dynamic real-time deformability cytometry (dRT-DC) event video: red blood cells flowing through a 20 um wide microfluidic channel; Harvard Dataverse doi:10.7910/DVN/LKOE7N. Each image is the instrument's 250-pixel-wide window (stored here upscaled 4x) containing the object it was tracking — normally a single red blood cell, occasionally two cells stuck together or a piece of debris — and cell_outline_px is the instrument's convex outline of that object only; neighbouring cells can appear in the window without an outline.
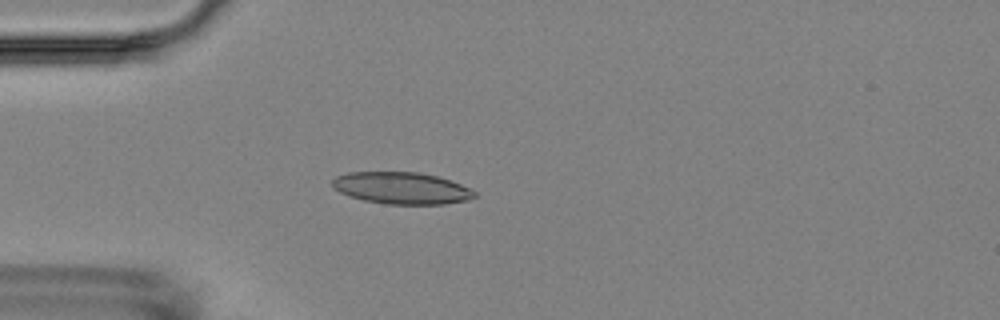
{"species": "Egyptian fruit bat (a non-hibernating species)", "species_latin": "Rousettus aegyptiacus", "temperature_condition": "room temperature", "stored_images_in_passage": 3, "camera_frame_rate_fps": 3000, "um_per_image_px": 0.085, "animal": {"sex": "female"}, "frame": {"image": 1, "passage_image": 3, "time_ms": 3.0, "image_size_px": [1000, 320], "cell_outline_px": [[476, 196], [468, 200], [444, 204], [384, 204], [364, 200], [348, 196], [332, 188], [332, 180], [336, 176], [348, 172], [420, 172], [436, 176], [460, 184], [476, 192]], "centroid_in_image_um": [34.1, 15.99], "position_along_channel_um": 50.9, "area_um2": 26.41}}